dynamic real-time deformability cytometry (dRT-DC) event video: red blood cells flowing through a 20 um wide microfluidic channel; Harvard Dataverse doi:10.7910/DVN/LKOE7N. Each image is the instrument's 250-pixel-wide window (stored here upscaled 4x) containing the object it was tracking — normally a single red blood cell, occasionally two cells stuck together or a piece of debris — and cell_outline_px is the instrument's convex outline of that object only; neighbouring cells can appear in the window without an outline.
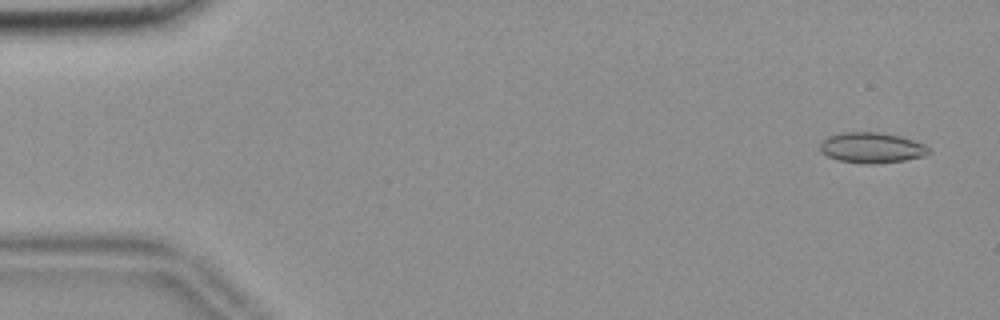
{"species": "common noctule bat (a hibernating species)", "species_latin": "Nyctalus noctula", "temperature_condition": "room temperature", "stored_images_in_passage": 55, "camera_frame_rate_fps": 3000, "um_per_image_px": 0.085, "animal": {"sex": "female", "body_mass_g": 18.4}, "frame": {"image": 1, "passage_image": 3, "time_ms": 0.667, "image_size_px": [1000, 320], "cell_outline_px": [[932, 152], [924, 156], [904, 160], [872, 164], [868, 164], [836, 160], [820, 152], [820, 144], [828, 136], [844, 132], [880, 132], [900, 136], [924, 144]], "centroid_in_image_um": [74.09, 12.56], "position_along_channel_um": 10.9, "area_um2": 19.31}}
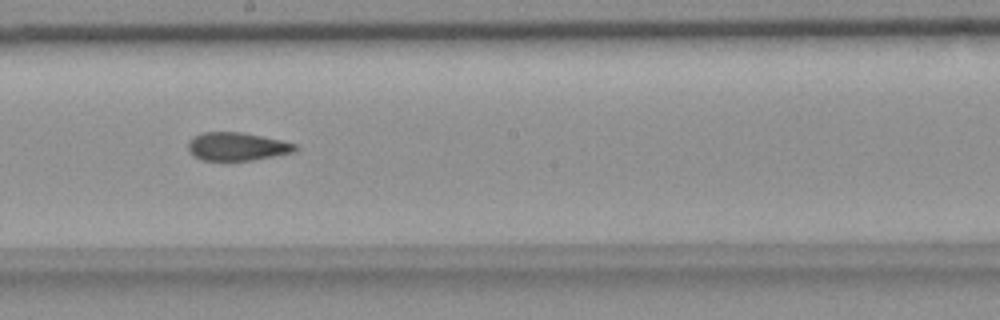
{"frame": {"image": 2, "passage_image": 31, "time_ms": 10.0, "image_size_px": [1000, 320], "cell_outline_px": [[300, 148], [292, 152], [252, 160], [204, 160], [196, 156], [188, 148], [188, 144], [196, 136], [204, 132], [240, 132], [280, 140], [296, 144]], "centroid_in_image_um": [20.19, 12.45], "position_along_channel_um": 228.0, "area_um2": 17.05}}
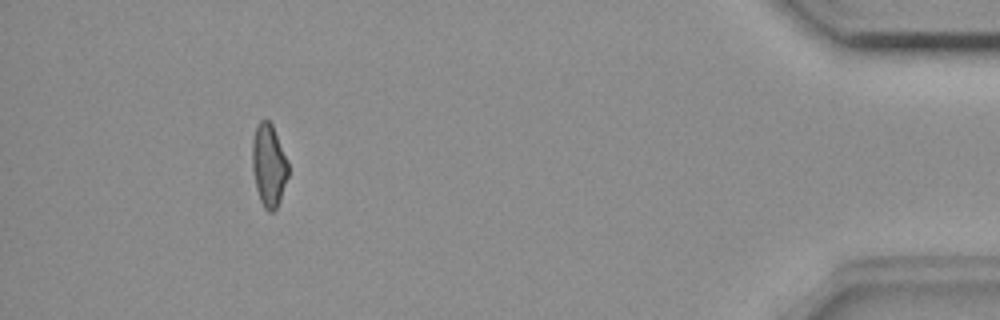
{"frame": {"image": 3, "passage_image": 51, "time_ms": 16.667, "image_size_px": [1000, 320], "cell_outline_px": [[288, 176], [280, 200], [276, 208], [272, 212], [268, 212], [264, 208], [260, 200], [256, 188], [252, 168], [252, 140], [256, 124], [260, 120], [268, 120], [272, 124], [288, 160]], "centroid_in_image_um": [22.84, 14.03], "position_along_channel_um": 412.4, "area_um2": 17.46}, "authors_computed_cell_mechanics": {"area_um2": 18.3226, "velocity_mm_per_s": 3.6943, "shape_relaxation_time_tau1_ms": null, "shape_relaxation_time_tau2_ms": 3.6524, "deformation_change_tau1": null, "deformation_change_tau2": 0.086}}